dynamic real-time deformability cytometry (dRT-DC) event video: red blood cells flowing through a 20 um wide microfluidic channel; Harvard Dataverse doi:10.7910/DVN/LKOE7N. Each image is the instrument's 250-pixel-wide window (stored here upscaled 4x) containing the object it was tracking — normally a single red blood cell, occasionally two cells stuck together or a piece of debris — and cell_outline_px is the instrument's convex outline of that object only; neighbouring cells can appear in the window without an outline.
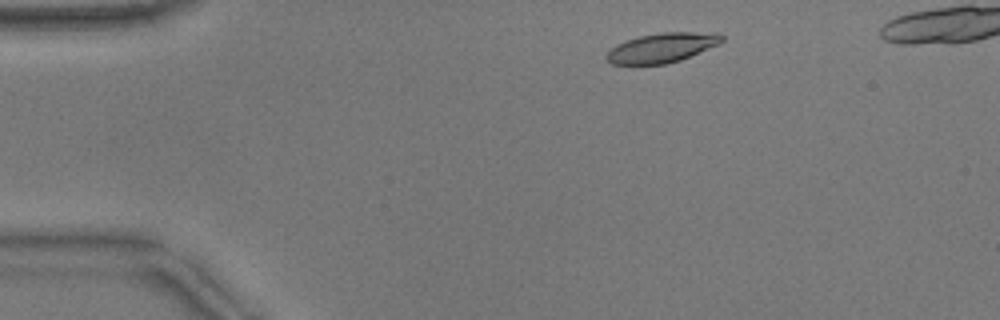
{"species": "common noctule bat (a hibernating species)", "species_latin": "Nyctalus noctula", "temperature_condition": "warm", "stored_images_in_passage": 42, "camera_frame_rate_fps": 3000, "um_per_image_px": 0.085, "animal": {"sex": "male", "body_mass_g": 17.9}, "frame": {"image": 1, "passage_image": 4, "time_ms": 1.0, "image_size_px": [1000, 320], "cell_outline_px": [[724, 40], [720, 44], [680, 60], [664, 64], [612, 64], [604, 56], [616, 44], [640, 36], [660, 32], [716, 32], [724, 36]], "centroid_in_image_um": [56.31, 4.04], "position_along_channel_um": 28.7, "area_um2": 19.83}}
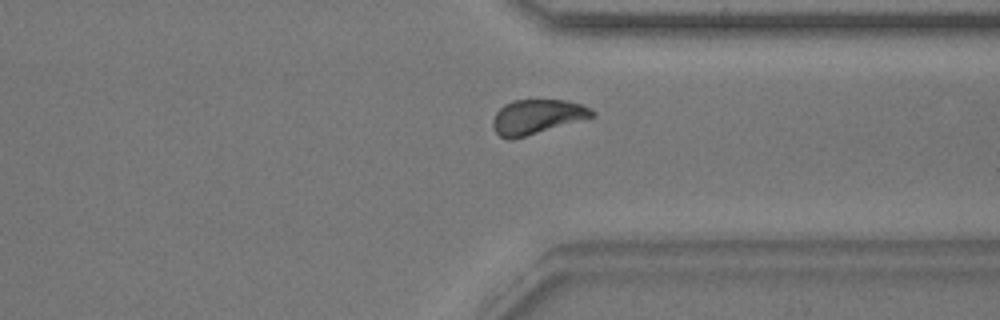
{"frame": {"image": 2, "passage_image": 35, "time_ms": 11.333, "image_size_px": [1000, 320], "cell_outline_px": [[596, 116], [512, 140], [508, 140], [500, 136], [496, 132], [492, 124], [492, 120], [496, 112], [504, 104], [512, 100], [564, 100], [580, 104], [592, 108], [596, 112]], "centroid_in_image_um": [45.65, 9.92], "position_along_channel_um": 365.8, "area_um2": 20.06}}
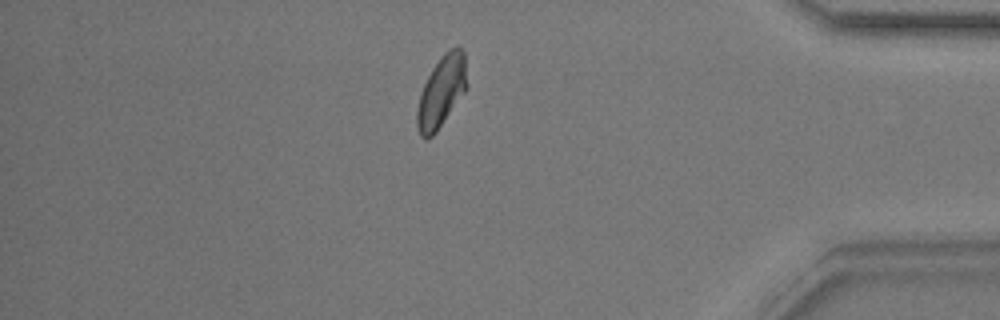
{"frame": {"image": 3, "passage_image": 40, "time_ms": 13.0, "image_size_px": [1000, 320], "cell_outline_px": [[468, 88], [436, 132], [428, 140], [424, 140], [420, 136], [416, 128], [416, 112], [420, 92], [432, 68], [444, 52], [452, 48], [460, 48], [464, 52], [468, 84]], "centroid_in_image_um": [37.51, 7.83], "position_along_channel_um": 397.7, "area_um2": 20.98}}